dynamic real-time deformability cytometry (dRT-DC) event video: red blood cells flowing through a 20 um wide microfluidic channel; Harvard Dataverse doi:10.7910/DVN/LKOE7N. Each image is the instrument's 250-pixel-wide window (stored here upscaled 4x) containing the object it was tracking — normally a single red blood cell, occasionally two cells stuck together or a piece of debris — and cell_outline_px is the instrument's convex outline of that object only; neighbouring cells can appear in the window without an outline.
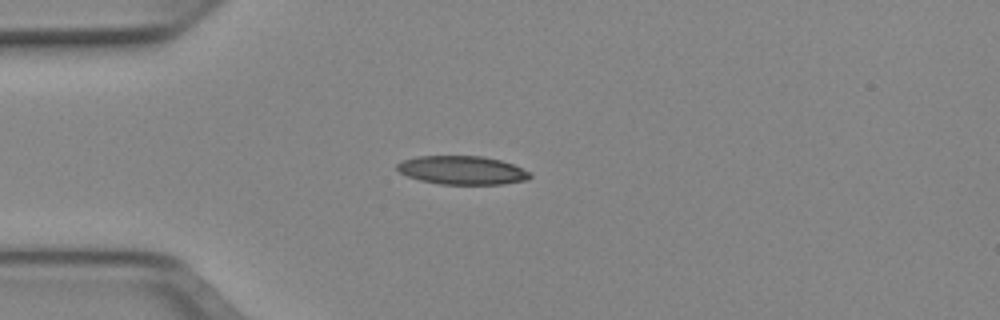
{"species": "Egyptian fruit bat (a non-hibernating species)", "species_latin": "Rousettus aegyptiacus", "temperature_condition": "cold", "stored_images_in_passage": 39, "camera_frame_rate_fps": 3000, "um_per_image_px": 0.085, "animal": {"sex": "female"}, "frame": {"image": 1, "passage_image": 1, "time_ms": 0.0, "image_size_px": [1000, 320], "cell_outline_px": [[532, 176], [528, 180], [504, 184], [440, 184], [420, 180], [408, 176], [400, 172], [396, 168], [396, 164], [404, 160], [416, 156], [484, 156], [500, 160], [512, 164], [528, 172]], "centroid_in_image_um": [39.28, 14.47], "position_along_channel_um": 45.7, "area_um2": 22.02}}
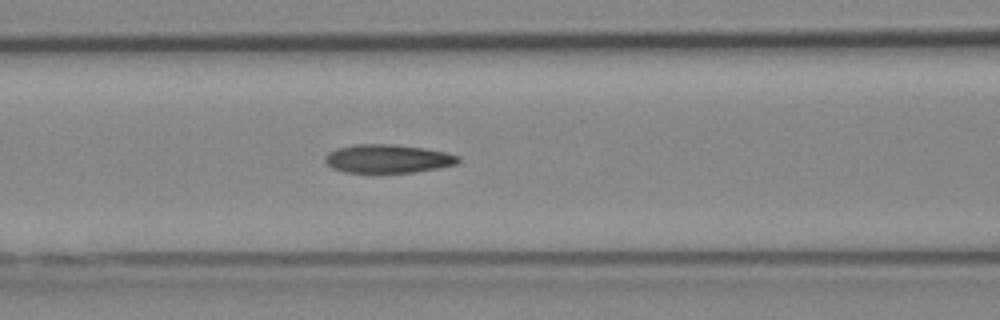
{"frame": {"image": 2, "passage_image": 9, "time_ms": 2.667, "image_size_px": [1000, 320], "cell_outline_px": [[460, 160], [456, 164], [436, 168], [412, 172], [344, 172], [332, 168], [324, 160], [324, 156], [328, 152], [336, 148], [356, 144], [392, 144], [424, 148], [448, 152], [460, 156]], "centroid_in_image_um": [32.95, 13.48], "position_along_channel_um": 133.7, "area_um2": 22.08}}
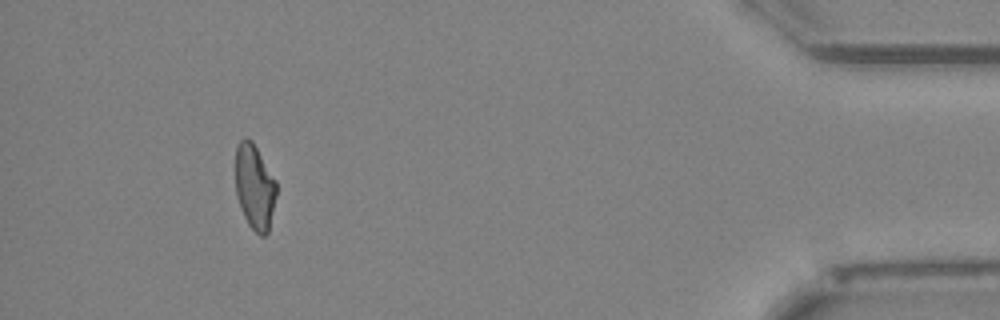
{"frame": {"image": 3, "passage_image": 35, "time_ms": 11.333, "image_size_px": [1000, 320], "cell_outline_px": [[276, 196], [268, 232], [264, 236], [260, 236], [248, 224], [240, 208], [236, 196], [236, 148], [240, 140], [244, 136], [252, 140], [276, 180]], "centroid_in_image_um": [21.64, 15.87], "position_along_channel_um": 413.6, "area_um2": 20.35}, "authors_computed_cell_mechanics": {"area_um2": 21.9062, "velocity_mm_per_s": 3.9547, "shape_relaxation_time_tau1_ms": 11.2894, "shape_relaxation_time_tau2_ms": 3.6095, "deformation_change_tau1": 0.2484, "deformation_change_tau2": 0.1059}}